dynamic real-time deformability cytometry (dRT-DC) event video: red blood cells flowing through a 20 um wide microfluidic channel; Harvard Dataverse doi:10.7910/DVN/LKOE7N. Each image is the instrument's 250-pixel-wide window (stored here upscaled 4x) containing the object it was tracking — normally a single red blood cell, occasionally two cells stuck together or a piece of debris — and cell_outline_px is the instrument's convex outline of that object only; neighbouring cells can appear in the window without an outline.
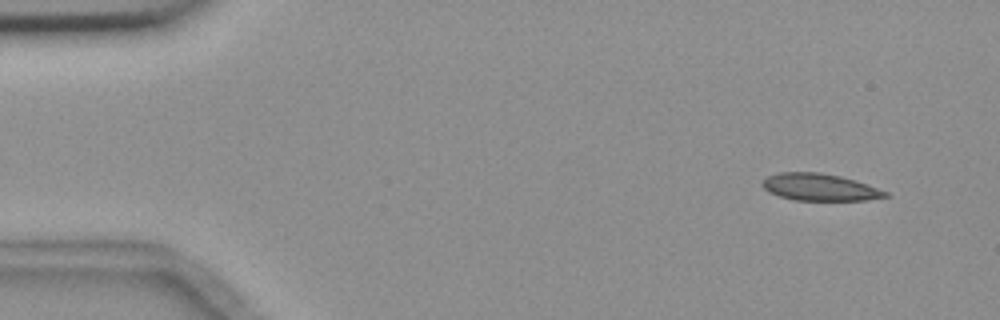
{"species": "common noctule bat (a hibernating species)", "species_latin": "Nyctalus noctula", "temperature_condition": "room temperature", "stored_images_in_passage": 5, "camera_frame_rate_fps": 3000, "um_per_image_px": 0.085, "animal": {"sex": "female", "body_mass_g": 18.4}, "frame": {"image": 1, "passage_image": 2, "time_ms": 1.0, "image_size_px": [1000, 320], "cell_outline_px": [[888, 196], [864, 200], [796, 200], [780, 196], [768, 192], [760, 184], [768, 176], [780, 172], [820, 172], [840, 176], [856, 180], [888, 192]], "centroid_in_image_um": [69.65, 15.9], "position_along_channel_um": 15.3, "area_um2": 19.25}}
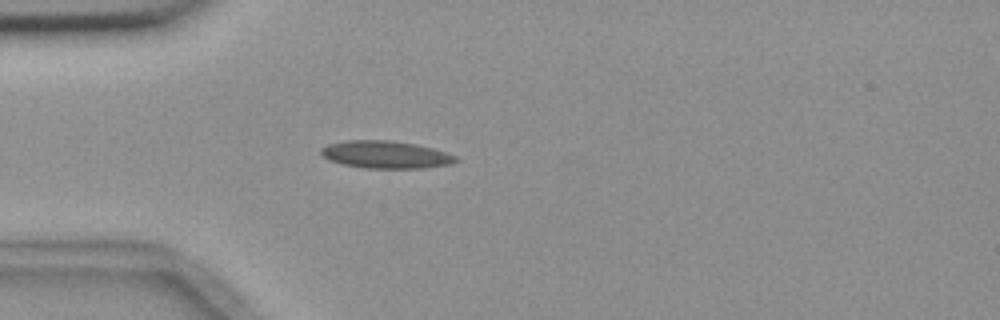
{"frame": {"image": 2, "passage_image": 5, "time_ms": 4.667, "image_size_px": [1000, 320], "cell_outline_px": [[460, 160], [452, 164], [424, 168], [364, 168], [344, 164], [328, 160], [320, 152], [320, 148], [328, 144], [344, 140], [388, 140], [416, 144], [432, 148], [456, 156]], "centroid_in_image_um": [32.78, 13.14], "position_along_channel_um": 52.2, "area_um2": 21.62}}